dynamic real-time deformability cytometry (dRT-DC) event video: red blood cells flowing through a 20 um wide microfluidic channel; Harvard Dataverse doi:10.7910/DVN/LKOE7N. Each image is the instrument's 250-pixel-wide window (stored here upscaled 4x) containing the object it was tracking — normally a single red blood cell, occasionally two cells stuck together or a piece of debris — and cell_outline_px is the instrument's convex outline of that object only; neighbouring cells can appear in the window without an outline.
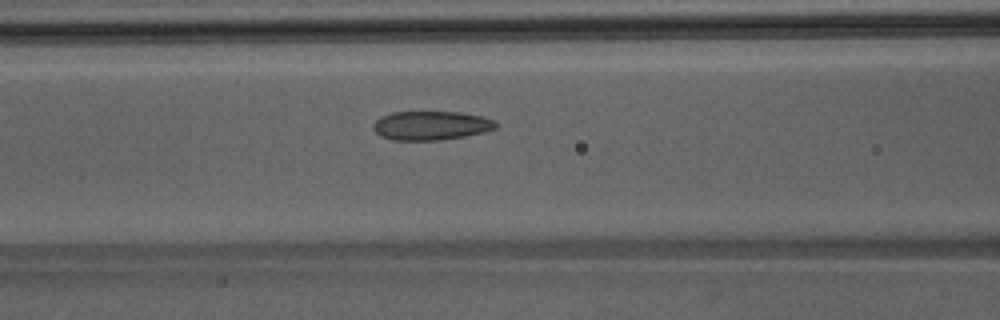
{"species": "Egyptian fruit bat (a non-hibernating species)", "species_latin": "Rousettus aegyptiacus", "temperature_condition": "room temperature", "stored_images_in_passage": 44, "camera_frame_rate_fps": 3000, "um_per_image_px": 0.085, "animal": {"sex": "male"}, "frame": {"image": 1, "passage_image": 17, "time_ms": 5.333, "image_size_px": [1000, 320], "cell_outline_px": [[496, 128], [484, 132], [464, 136], [440, 140], [392, 140], [380, 136], [372, 128], [372, 124], [380, 116], [392, 112], [460, 112], [484, 116], [496, 120]], "centroid_in_image_um": [36.63, 10.66], "position_along_channel_um": 130.0, "area_um2": 20.87}}
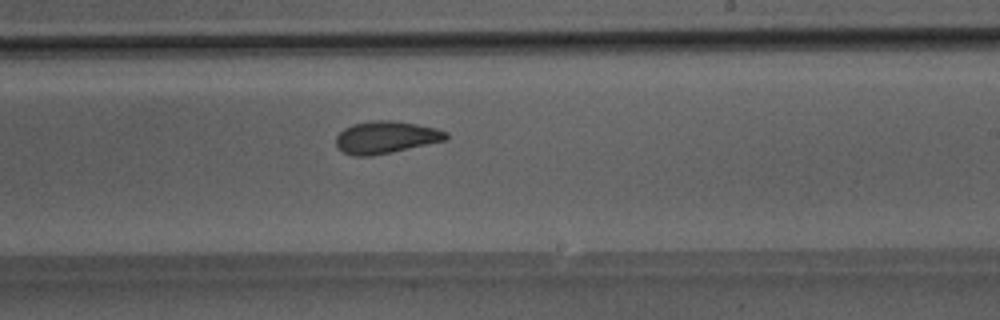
{"frame": {"image": 2, "passage_image": 26, "time_ms": 8.333, "image_size_px": [1000, 320], "cell_outline_px": [[448, 140], [392, 152], [372, 156], [356, 156], [344, 152], [336, 148], [336, 136], [344, 128], [352, 124], [372, 120], [392, 120], [416, 124], [436, 128], [448, 132]], "centroid_in_image_um": [32.8, 11.67], "position_along_channel_um": 256.2, "area_um2": 20.87}}
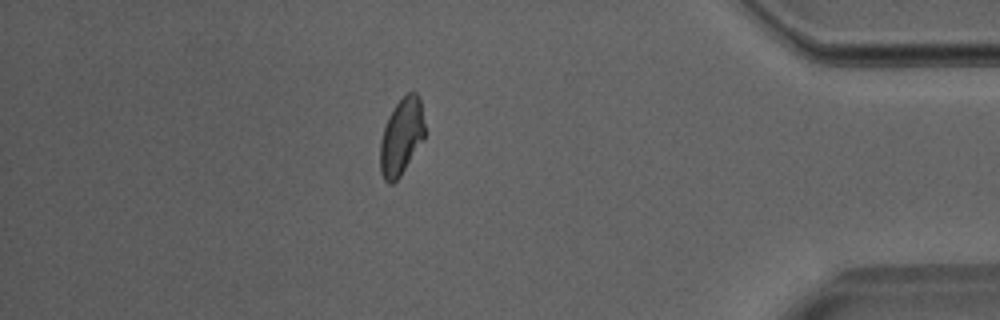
{"frame": {"image": 3, "passage_image": 39, "time_ms": 12.667, "image_size_px": [1000, 320], "cell_outline_px": [[424, 140], [400, 176], [392, 184], [388, 184], [384, 180], [380, 172], [380, 140], [388, 116], [396, 104], [408, 92], [416, 92], [420, 96], [424, 124]], "centroid_in_image_um": [34.12, 11.63], "position_along_channel_um": 401.1, "area_um2": 20.0}}